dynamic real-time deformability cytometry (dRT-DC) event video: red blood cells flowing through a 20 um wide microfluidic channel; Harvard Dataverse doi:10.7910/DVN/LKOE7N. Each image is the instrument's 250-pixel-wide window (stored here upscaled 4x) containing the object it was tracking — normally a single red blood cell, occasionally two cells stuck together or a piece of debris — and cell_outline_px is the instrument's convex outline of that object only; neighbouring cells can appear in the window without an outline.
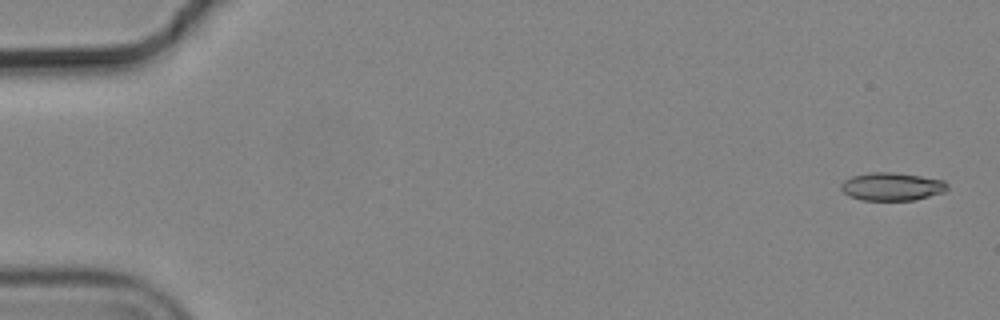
{"species": "common noctule bat (a hibernating species)", "species_latin": "Nyctalus noctula", "temperature_condition": "cold", "stored_images_in_passage": 8, "camera_frame_rate_fps": 3000, "um_per_image_px": 0.085, "animal": {"sex": "male", "body_mass_g": 19.2, "forearm_length_mm": 51.8}, "frame": {"image": 1, "passage_image": 1, "time_ms": 0.0, "image_size_px": [1000, 320], "cell_outline_px": [[948, 188], [944, 192], [916, 200], [860, 200], [848, 196], [840, 188], [840, 184], [844, 180], [852, 176], [872, 172], [892, 172], [920, 176], [944, 180], [948, 184]], "centroid_in_image_um": [75.8, 15.86], "position_along_channel_um": 9.2, "area_um2": 17.46}}
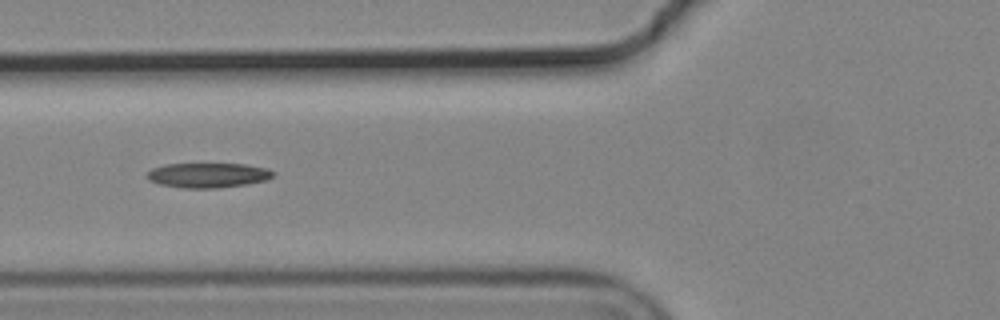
{"frame": {"image": 2, "passage_image": 6, "time_ms": 1.667, "image_size_px": [1000, 320], "cell_outline_px": [[276, 172], [268, 180], [248, 184], [216, 188], [184, 188], [160, 184], [148, 180], [148, 172], [152, 168], [164, 164], [244, 164], [268, 168]], "centroid_in_image_um": [17.71, 14.89], "position_along_channel_um": 108.1, "area_um2": 18.26}}
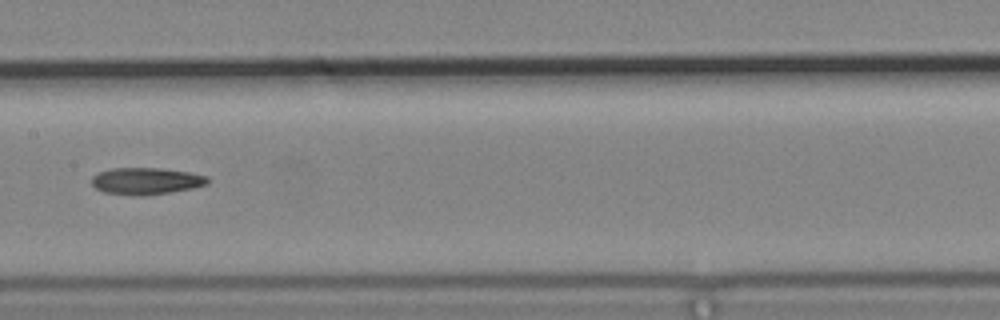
{"frame": {"image": 3, "passage_image": 8, "time_ms": 2.333, "image_size_px": [1000, 320], "cell_outline_px": [[208, 184], [192, 188], [144, 196], [140, 196], [104, 192], [96, 188], [92, 184], [92, 176], [100, 172], [112, 168], [160, 168], [188, 172], [208, 176]], "centroid_in_image_um": [12.42, 15.38], "position_along_channel_um": 195.0, "area_um2": 17.98}}